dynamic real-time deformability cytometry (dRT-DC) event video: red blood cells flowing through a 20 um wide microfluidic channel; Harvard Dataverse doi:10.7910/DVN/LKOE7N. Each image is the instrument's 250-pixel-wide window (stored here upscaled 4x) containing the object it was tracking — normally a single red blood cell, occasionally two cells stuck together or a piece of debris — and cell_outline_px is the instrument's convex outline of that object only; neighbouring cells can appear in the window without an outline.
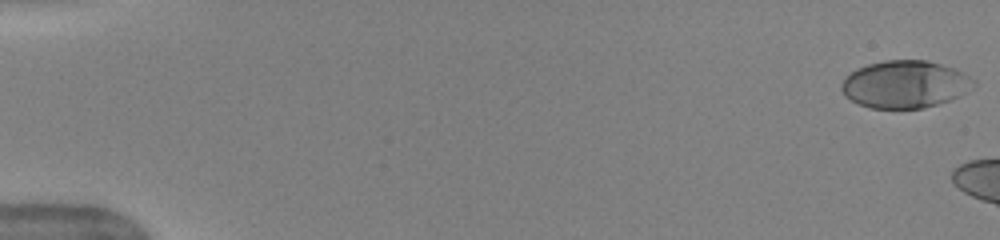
{"species": "human", "species_latin": "Homo sapiens", "temperature_condition": "warm", "stored_images_in_passage": 6, "camera_frame_rate_fps": 3000, "um_per_image_px": 0.085, "donor": {"sex": "female"}, "frame": {"image": 1, "passage_image": 1, "time_ms": 0.0, "image_size_px": [1000, 240], "cell_outline_px": [[976, 84], [956, 96], [948, 100], [924, 108], [872, 108], [860, 104], [844, 96], [840, 88], [840, 84], [856, 68], [868, 64], [884, 60], [924, 60], [940, 64], [952, 68], [976, 80]], "centroid_in_image_um": [76.87, 7.16], "position_along_channel_um": 8.1, "area_um2": 35.95}}